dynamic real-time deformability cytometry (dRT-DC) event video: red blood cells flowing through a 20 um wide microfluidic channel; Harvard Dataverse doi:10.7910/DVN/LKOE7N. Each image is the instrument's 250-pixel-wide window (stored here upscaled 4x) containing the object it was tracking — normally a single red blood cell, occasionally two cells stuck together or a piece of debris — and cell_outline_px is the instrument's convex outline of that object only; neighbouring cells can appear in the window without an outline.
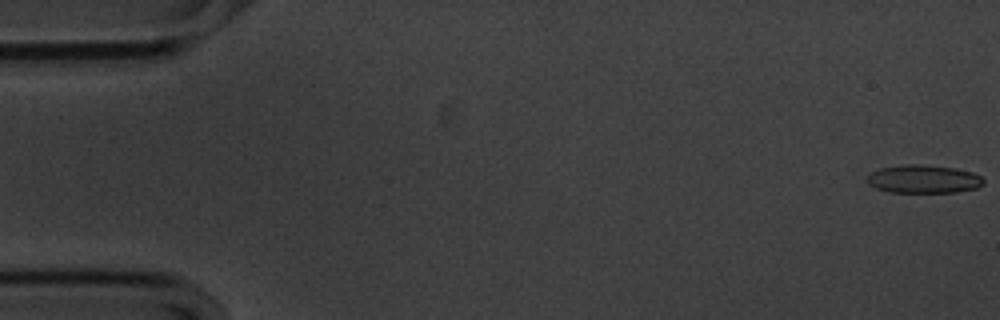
{"species": "common noctule bat (a hibernating species)", "species_latin": "Nyctalus noctula", "temperature_condition": "cold", "stored_images_in_passage": 14, "camera_frame_rate_fps": 3000, "um_per_image_px": 0.085, "animal": {"sex": "male", "body_mass_g": 20.1, "forearm_length_mm": 53.5}, "frame": {"image": 1, "passage_image": 1, "time_ms": 0.0, "image_size_px": [1000, 320], "cell_outline_px": [[984, 184], [976, 188], [956, 192], [892, 192], [876, 188], [868, 184], [868, 176], [872, 172], [880, 168], [904, 164], [916, 164], [956, 168], [972, 172], [980, 176], [984, 180]], "centroid_in_image_um": [78.51, 15.22], "position_along_channel_um": 6.5, "area_um2": 19.02}}